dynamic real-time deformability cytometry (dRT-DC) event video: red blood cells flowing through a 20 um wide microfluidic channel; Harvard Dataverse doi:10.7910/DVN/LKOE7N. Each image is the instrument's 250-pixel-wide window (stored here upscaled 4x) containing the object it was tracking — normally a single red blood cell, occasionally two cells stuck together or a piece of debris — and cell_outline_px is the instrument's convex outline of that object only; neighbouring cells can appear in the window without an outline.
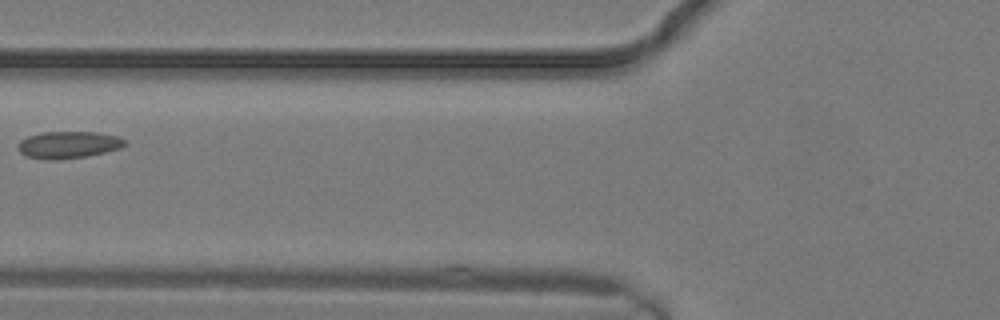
{"species": "common noctule bat (a hibernating species)", "species_latin": "Nyctalus noctula", "temperature_condition": "warm", "stored_images_in_passage": 6, "camera_frame_rate_fps": 3000, "um_per_image_px": 0.085, "animal": {"sex": "male", "body_mass_g": 19.2, "forearm_length_mm": 51.8}, "frame": {"image": 1, "passage_image": 2, "time_ms": 0.333, "image_size_px": [1000, 320], "cell_outline_px": [[128, 144], [120, 148], [104, 152], [84, 156], [56, 160], [52, 160], [28, 156], [20, 152], [16, 148], [16, 144], [20, 140], [28, 136], [40, 132], [96, 132], [116, 136], [124, 140]], "centroid_in_image_um": [5.77, 12.29], "position_along_channel_um": 120.0, "area_um2": 16.7}}
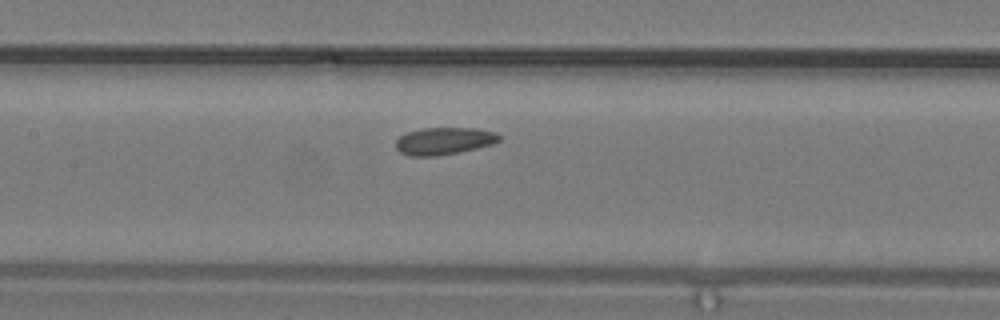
{"frame": {"image": 2, "passage_image": 4, "time_ms": 1.0, "image_size_px": [1000, 320], "cell_outline_px": [[500, 140], [492, 144], [476, 148], [436, 156], [408, 156], [400, 152], [396, 148], [396, 140], [400, 136], [408, 132], [424, 128], [476, 128], [496, 132], [500, 136]], "centroid_in_image_um": [37.73, 11.98], "position_along_channel_um": 169.7, "area_um2": 16.3}}
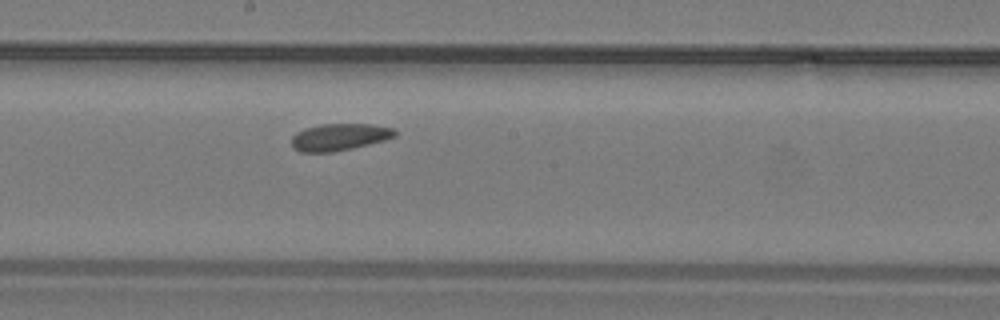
{"frame": {"image": 3, "passage_image": 6, "time_ms": 1.667, "image_size_px": [1000, 320], "cell_outline_px": [[396, 136], [384, 140], [352, 148], [332, 152], [300, 152], [292, 148], [292, 136], [296, 132], [304, 128], [320, 124], [368, 124], [396, 128]], "centroid_in_image_um": [28.83, 11.64], "position_along_channel_um": 219.4, "area_um2": 16.3}}